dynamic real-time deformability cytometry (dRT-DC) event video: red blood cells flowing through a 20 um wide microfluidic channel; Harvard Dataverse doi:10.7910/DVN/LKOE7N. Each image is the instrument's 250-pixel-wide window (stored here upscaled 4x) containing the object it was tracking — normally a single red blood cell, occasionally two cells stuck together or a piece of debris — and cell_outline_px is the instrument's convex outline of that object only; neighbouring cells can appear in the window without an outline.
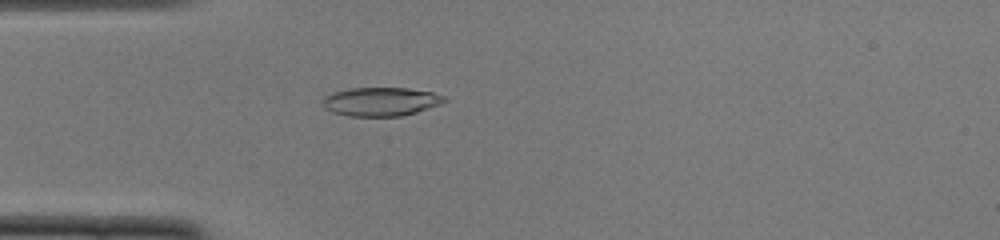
{"species": "common noctule bat (a hibernating species)", "species_latin": "Nyctalus noctula", "temperature_condition": "cold", "stored_images_in_passage": 52, "camera_frame_rate_fps": 3000, "um_per_image_px": 0.085, "animal": {"sex": "female", "body_mass_g": 22.0, "forearm_length_mm": 56.7}, "frame": {"image": 1, "passage_image": 15, "time_ms": 4.667, "image_size_px": [1000, 240], "cell_outline_px": [[448, 100], [440, 104], [416, 112], [400, 116], [348, 116], [332, 112], [324, 108], [324, 96], [332, 92], [352, 88], [408, 88], [432, 92], [444, 96]], "centroid_in_image_um": [32.36, 8.63], "position_along_channel_um": 52.6, "area_um2": 20.29}}
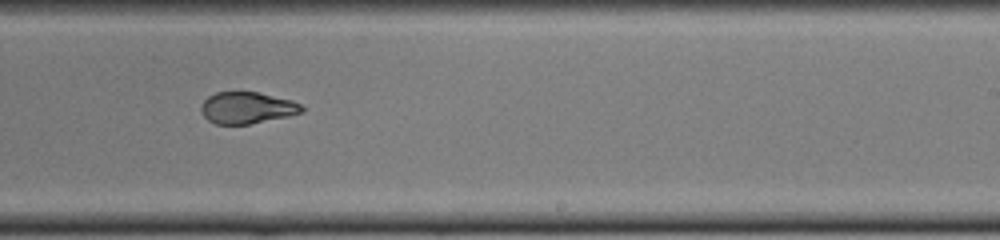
{"frame": {"image": 2, "passage_image": 32, "time_ms": 10.333, "image_size_px": [1000, 240], "cell_outline_px": [[304, 112], [288, 116], [248, 124], [216, 124], [208, 120], [204, 116], [200, 108], [200, 104], [208, 96], [216, 92], [256, 92], [292, 100], [300, 104], [304, 108]], "centroid_in_image_um": [20.98, 9.16], "position_along_channel_um": 268.0, "area_um2": 18.5}}
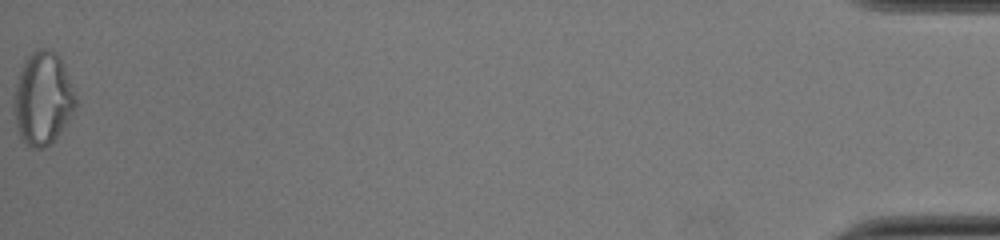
{"frame": {"image": 3, "passage_image": 52, "time_ms": 17.0, "image_size_px": [1000, 240], "cell_outline_px": [[76, 104], [72, 112], [60, 132], [44, 148], [32, 148], [20, 136], [16, 124], [16, 84], [24, 60], [32, 52], [40, 48], [48, 48], [56, 52], [60, 56], [76, 96]], "centroid_in_image_um": [3.66, 8.32], "position_along_channel_um": 431.5, "area_um2": 32.48}, "authors_computed_cell_mechanics": {"area_um2": 20.7502, "velocity_mm_per_s": 3.9242, "shape_relaxation_time_tau1_ms": null, "shape_relaxation_time_tau2_ms": 1.0901, "deformation_change_tau1": null, "deformation_change_tau2": 0.0671}}